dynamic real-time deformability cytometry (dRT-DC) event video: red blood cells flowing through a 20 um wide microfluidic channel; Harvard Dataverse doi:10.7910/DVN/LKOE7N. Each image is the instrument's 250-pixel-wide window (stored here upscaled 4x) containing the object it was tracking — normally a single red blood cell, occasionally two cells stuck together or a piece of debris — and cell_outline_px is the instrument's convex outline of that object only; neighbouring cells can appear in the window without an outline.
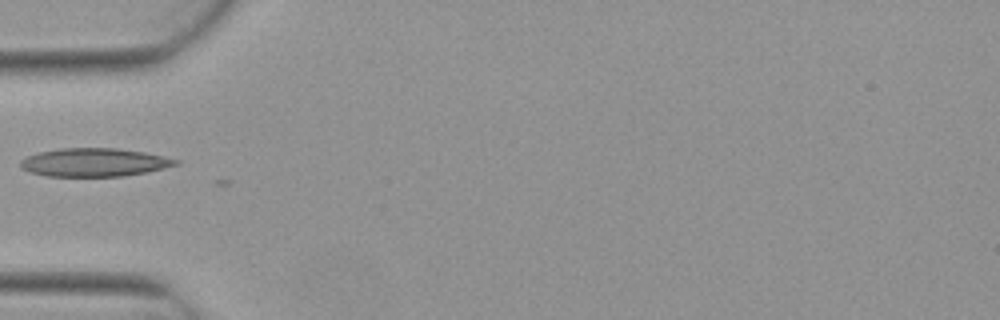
{"species": "Egyptian fruit bat (a non-hibernating species)", "species_latin": "Rousettus aegyptiacus", "temperature_condition": "warm", "stored_images_in_passage": 5, "camera_frame_rate_fps": 3000, "um_per_image_px": 0.085, "animal": {"sex": "female"}, "frame": {"image": 1, "passage_image": 5, "time_ms": 1.333, "image_size_px": [1000, 320], "cell_outline_px": [[180, 164], [148, 172], [124, 176], [48, 176], [32, 172], [20, 168], [20, 160], [28, 156], [40, 152], [60, 148], [116, 148], [144, 152], [164, 156], [180, 160]], "centroid_in_image_um": [8.05, 13.8], "position_along_channel_um": 76.9, "area_um2": 25.61}}